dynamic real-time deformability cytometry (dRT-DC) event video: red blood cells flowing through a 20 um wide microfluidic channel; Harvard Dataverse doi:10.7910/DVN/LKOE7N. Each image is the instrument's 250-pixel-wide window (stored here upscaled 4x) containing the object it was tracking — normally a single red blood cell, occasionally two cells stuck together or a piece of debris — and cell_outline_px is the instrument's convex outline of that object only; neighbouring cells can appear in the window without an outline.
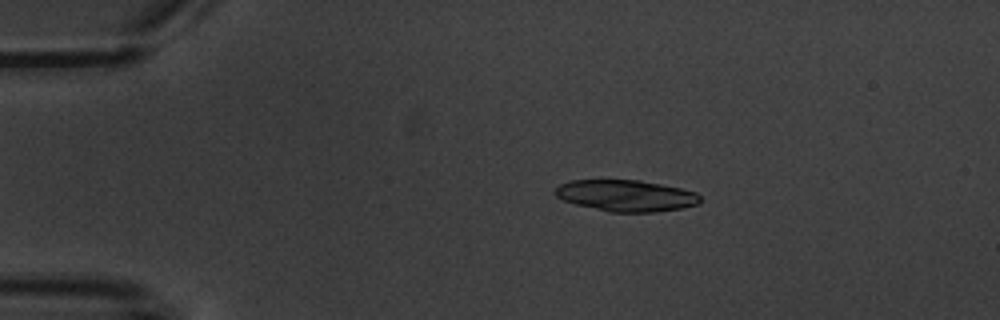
{"species": "common noctule bat (a hibernating species)", "species_latin": "Nyctalus noctula", "temperature_condition": "warm", "stored_images_in_passage": 7, "segment_of_instrument_passage": [1, 2], "camera_frame_rate_fps": 3000, "um_per_image_px": 0.085, "animal": {"sex": "male", "body_mass_g": 20.1, "forearm_length_mm": 53.5}, "frame": {"image": 1, "passage_image": 3, "time_ms": 2.333, "image_size_px": [1000, 320], "cell_outline_px": [[700, 200], [696, 204], [680, 208], [656, 212], [612, 212], [576, 204], [564, 200], [556, 196], [552, 192], [560, 184], [572, 180], [640, 180], [680, 188], [696, 192], [700, 196]], "centroid_in_image_um": [53.19, 16.62], "position_along_channel_um": 31.8, "area_um2": 26.3}}